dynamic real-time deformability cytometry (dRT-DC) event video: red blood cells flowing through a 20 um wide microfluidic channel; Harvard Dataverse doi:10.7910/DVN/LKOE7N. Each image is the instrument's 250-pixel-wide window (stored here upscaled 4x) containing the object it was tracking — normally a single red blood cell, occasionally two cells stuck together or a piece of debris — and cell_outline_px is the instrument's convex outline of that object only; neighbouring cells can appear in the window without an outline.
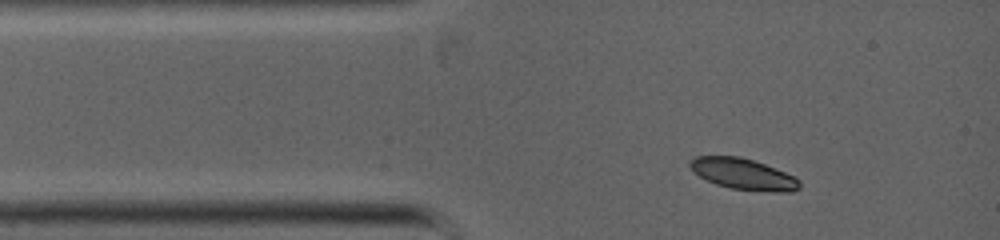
{"species": "common noctule bat (a hibernating species)", "species_latin": "Nyctalus noctula", "temperature_condition": "warm", "stored_images_in_passage": 2, "camera_frame_rate_fps": 5000, "um_per_image_px": 0.085, "animal": {"sex": "female", "body_mass_g": 19.0, "forearm_length_mm": 53.3}, "frame": {"image": 1, "passage_image": 2, "time_ms": 0.6, "image_size_px": [1000, 240], "cell_outline_px": [[800, 188], [792, 192], [780, 192], [732, 188], [716, 184], [692, 172], [688, 164], [692, 156], [740, 156], [764, 164], [784, 172], [800, 180]], "centroid_in_image_um": [63.14, 14.78], "position_along_channel_um": 21.9, "area_um2": 19.65}}